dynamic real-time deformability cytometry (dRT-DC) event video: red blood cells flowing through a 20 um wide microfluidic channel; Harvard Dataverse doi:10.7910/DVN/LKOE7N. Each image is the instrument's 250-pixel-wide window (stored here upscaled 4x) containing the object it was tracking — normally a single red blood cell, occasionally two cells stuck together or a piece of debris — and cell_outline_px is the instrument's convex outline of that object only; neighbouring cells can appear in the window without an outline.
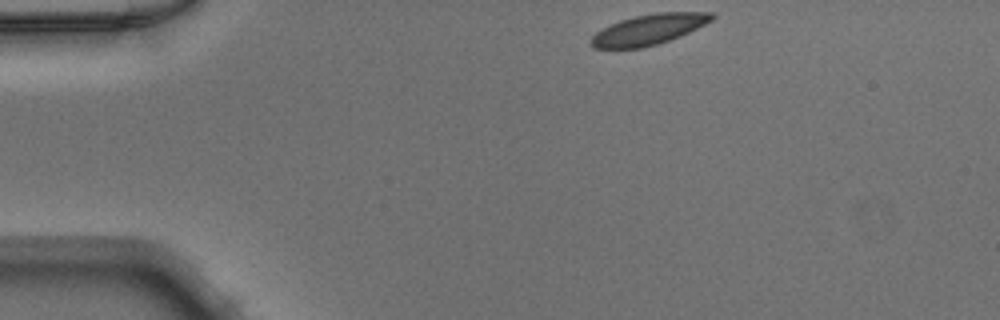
{"species": "Egyptian fruit bat (a non-hibernating species)", "species_latin": "Rousettus aegyptiacus", "temperature_condition": "warm", "stored_images_in_passage": 42, "camera_frame_rate_fps": 3000, "um_per_image_px": 0.085, "animal": {"sex": "male"}, "frame": {"image": 1, "passage_image": 1, "time_ms": 0.0, "image_size_px": [1000, 320], "cell_outline_px": [[716, 16], [712, 20], [680, 36], [656, 44], [640, 48], [596, 48], [588, 44], [588, 40], [596, 32], [620, 20], [636, 16], [656, 12], [712, 12]], "centroid_in_image_um": [55.12, 2.5], "position_along_channel_um": 29.9, "area_um2": 21.21}}
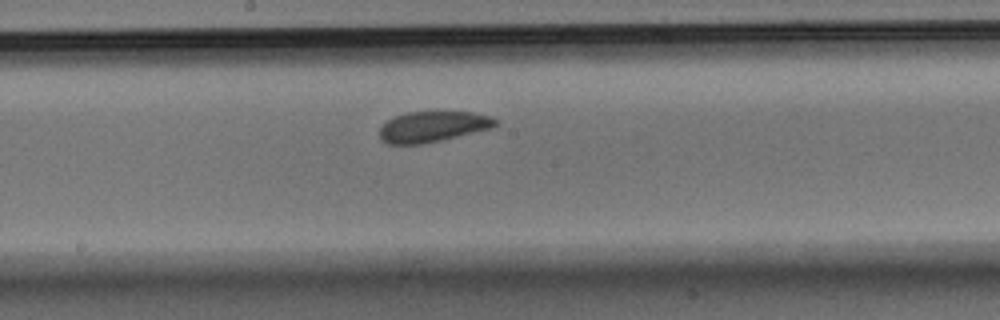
{"frame": {"image": 2, "passage_image": 19, "time_ms": 6.0, "image_size_px": [1000, 320], "cell_outline_px": [[496, 124], [492, 128], [440, 140], [420, 144], [388, 144], [380, 140], [380, 128], [388, 120], [396, 116], [408, 112], [472, 112], [488, 116], [496, 120]], "centroid_in_image_um": [36.75, 10.77], "position_along_channel_um": 211.5, "area_um2": 20.35}}
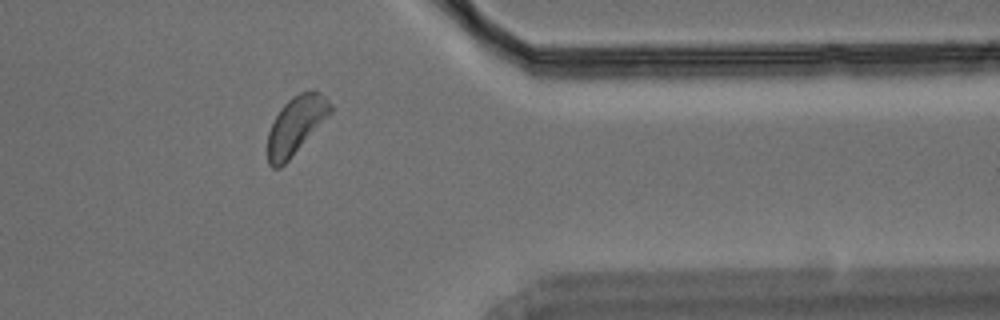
{"frame": {"image": 3, "passage_image": 33, "time_ms": 10.667, "image_size_px": [1000, 320], "cell_outline_px": [[332, 112], [288, 160], [280, 168], [272, 168], [268, 164], [268, 132], [280, 108], [292, 96], [308, 88], [316, 88], [332, 104]], "centroid_in_image_um": [25.16, 10.59], "position_along_channel_um": 386.2, "area_um2": 21.15}}